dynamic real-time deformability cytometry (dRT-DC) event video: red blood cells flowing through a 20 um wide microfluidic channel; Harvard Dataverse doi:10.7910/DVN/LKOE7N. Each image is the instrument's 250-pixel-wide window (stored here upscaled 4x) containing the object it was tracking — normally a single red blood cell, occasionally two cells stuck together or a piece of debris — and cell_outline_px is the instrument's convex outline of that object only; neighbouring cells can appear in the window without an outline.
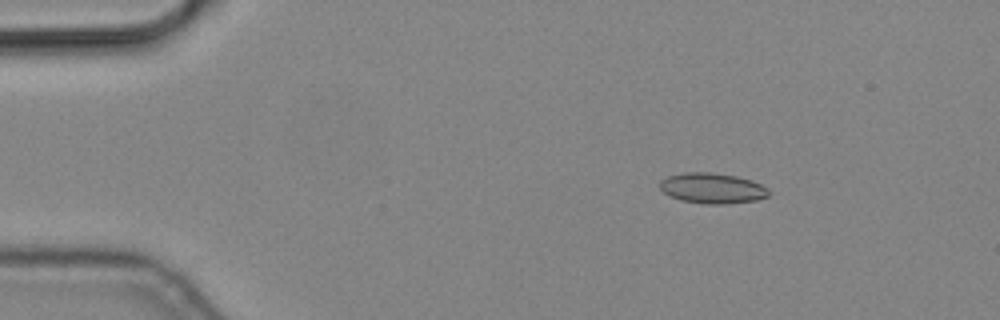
{"species": "common noctule bat (a hibernating species)", "species_latin": "Nyctalus noctula", "temperature_condition": "cold", "stored_images_in_passage": 5, "camera_frame_rate_fps": 3000, "um_per_image_px": 0.085, "animal": {"sex": "male", "body_mass_g": 19.2, "forearm_length_mm": 51.8}, "frame": {"image": 1, "passage_image": 3, "time_ms": 0.667, "image_size_px": [1000, 320], "cell_outline_px": [[768, 196], [756, 200], [724, 204], [704, 204], [680, 200], [668, 196], [660, 188], [660, 180], [668, 176], [684, 172], [708, 172], [736, 176], [752, 180], [768, 188]], "centroid_in_image_um": [60.52, 16.0], "position_along_channel_um": 24.5, "area_um2": 19.36}}
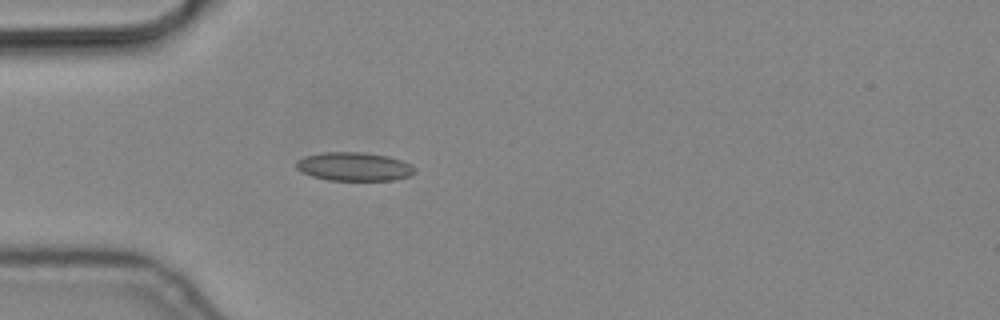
{"frame": {"image": 2, "passage_image": 5, "time_ms": 1.333, "image_size_px": [1000, 320], "cell_outline_px": [[416, 172], [408, 176], [392, 180], [328, 180], [312, 176], [296, 168], [296, 160], [304, 156], [324, 152], [364, 152], [388, 156], [412, 164], [416, 168]], "centroid_in_image_um": [30.11, 14.15], "position_along_channel_um": 54.9, "area_um2": 19.77}}